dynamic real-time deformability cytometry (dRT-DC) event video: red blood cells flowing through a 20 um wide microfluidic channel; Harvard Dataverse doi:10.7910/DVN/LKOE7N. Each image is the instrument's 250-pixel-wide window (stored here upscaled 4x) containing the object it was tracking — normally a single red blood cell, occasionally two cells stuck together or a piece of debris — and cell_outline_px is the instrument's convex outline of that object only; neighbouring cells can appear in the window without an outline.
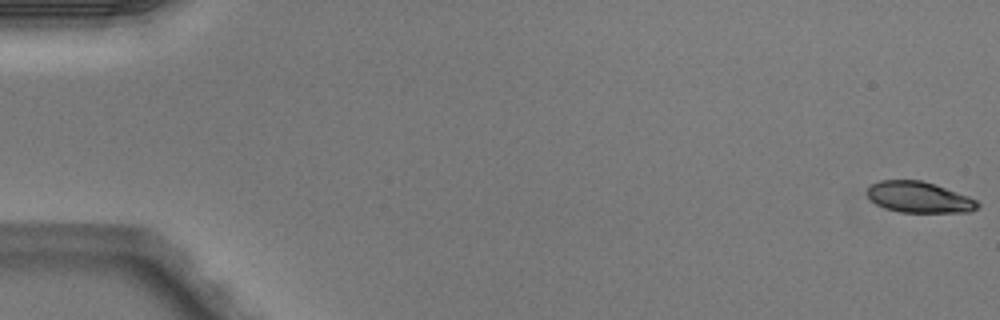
{"species": "Egyptian fruit bat (a non-hibernating species)", "species_latin": "Rousettus aegyptiacus", "temperature_condition": "warm", "stored_images_in_passage": 5, "camera_frame_rate_fps": 3000, "um_per_image_px": 0.085, "animal": {"sex": "male"}, "frame": {"image": 1, "passage_image": 1, "time_ms": 0.0, "image_size_px": [1000, 320], "cell_outline_px": [[980, 204], [976, 208], [968, 212], [900, 212], [884, 208], [876, 204], [868, 196], [868, 188], [872, 184], [880, 180], [920, 180], [936, 184], [968, 196], [976, 200]], "centroid_in_image_um": [78.12, 16.76], "position_along_channel_um": 6.9, "area_um2": 19.83}}